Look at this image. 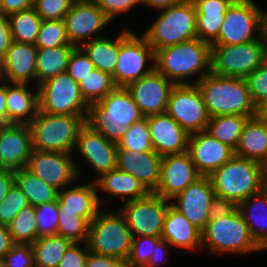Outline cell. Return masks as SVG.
Instances as JSON below:
<instances>
[{
	"label": "cell",
	"mask_w": 267,
	"mask_h": 267,
	"mask_svg": "<svg viewBox=\"0 0 267 267\" xmlns=\"http://www.w3.org/2000/svg\"><path fill=\"white\" fill-rule=\"evenodd\" d=\"M153 150L160 156L188 152L189 134L167 113L147 116Z\"/></svg>",
	"instance_id": "22"
},
{
	"label": "cell",
	"mask_w": 267,
	"mask_h": 267,
	"mask_svg": "<svg viewBox=\"0 0 267 267\" xmlns=\"http://www.w3.org/2000/svg\"><path fill=\"white\" fill-rule=\"evenodd\" d=\"M171 200L154 193L122 204L119 211L125 217L132 237L150 236L161 238L166 212Z\"/></svg>",
	"instance_id": "13"
},
{
	"label": "cell",
	"mask_w": 267,
	"mask_h": 267,
	"mask_svg": "<svg viewBox=\"0 0 267 267\" xmlns=\"http://www.w3.org/2000/svg\"><path fill=\"white\" fill-rule=\"evenodd\" d=\"M57 234L69 239L72 243H86L89 222L78 215H66L63 210L58 214Z\"/></svg>",
	"instance_id": "43"
},
{
	"label": "cell",
	"mask_w": 267,
	"mask_h": 267,
	"mask_svg": "<svg viewBox=\"0 0 267 267\" xmlns=\"http://www.w3.org/2000/svg\"><path fill=\"white\" fill-rule=\"evenodd\" d=\"M73 154L33 149L26 169L59 191L74 184L80 177Z\"/></svg>",
	"instance_id": "15"
},
{
	"label": "cell",
	"mask_w": 267,
	"mask_h": 267,
	"mask_svg": "<svg viewBox=\"0 0 267 267\" xmlns=\"http://www.w3.org/2000/svg\"><path fill=\"white\" fill-rule=\"evenodd\" d=\"M37 47L33 44L12 42L0 60V81L36 84Z\"/></svg>",
	"instance_id": "23"
},
{
	"label": "cell",
	"mask_w": 267,
	"mask_h": 267,
	"mask_svg": "<svg viewBox=\"0 0 267 267\" xmlns=\"http://www.w3.org/2000/svg\"><path fill=\"white\" fill-rule=\"evenodd\" d=\"M214 196L211 179L202 176L171 199V205L202 231L209 221V207Z\"/></svg>",
	"instance_id": "20"
},
{
	"label": "cell",
	"mask_w": 267,
	"mask_h": 267,
	"mask_svg": "<svg viewBox=\"0 0 267 267\" xmlns=\"http://www.w3.org/2000/svg\"><path fill=\"white\" fill-rule=\"evenodd\" d=\"M161 239L172 247L183 250H198L202 247V233L172 205L169 206L163 224Z\"/></svg>",
	"instance_id": "28"
},
{
	"label": "cell",
	"mask_w": 267,
	"mask_h": 267,
	"mask_svg": "<svg viewBox=\"0 0 267 267\" xmlns=\"http://www.w3.org/2000/svg\"><path fill=\"white\" fill-rule=\"evenodd\" d=\"M35 207L29 205L21 209L13 221L8 224L14 244H32L37 240L38 226Z\"/></svg>",
	"instance_id": "39"
},
{
	"label": "cell",
	"mask_w": 267,
	"mask_h": 267,
	"mask_svg": "<svg viewBox=\"0 0 267 267\" xmlns=\"http://www.w3.org/2000/svg\"><path fill=\"white\" fill-rule=\"evenodd\" d=\"M117 267H132L126 261L121 262Z\"/></svg>",
	"instance_id": "66"
},
{
	"label": "cell",
	"mask_w": 267,
	"mask_h": 267,
	"mask_svg": "<svg viewBox=\"0 0 267 267\" xmlns=\"http://www.w3.org/2000/svg\"><path fill=\"white\" fill-rule=\"evenodd\" d=\"M249 118L239 114L214 116L209 119L206 131L216 140L235 150Z\"/></svg>",
	"instance_id": "37"
},
{
	"label": "cell",
	"mask_w": 267,
	"mask_h": 267,
	"mask_svg": "<svg viewBox=\"0 0 267 267\" xmlns=\"http://www.w3.org/2000/svg\"><path fill=\"white\" fill-rule=\"evenodd\" d=\"M32 150L27 124L0 125V159L7 170L26 168Z\"/></svg>",
	"instance_id": "24"
},
{
	"label": "cell",
	"mask_w": 267,
	"mask_h": 267,
	"mask_svg": "<svg viewBox=\"0 0 267 267\" xmlns=\"http://www.w3.org/2000/svg\"><path fill=\"white\" fill-rule=\"evenodd\" d=\"M57 206L58 210H63L66 215L81 216L89 223L102 210L94 181L79 185L72 184L60 190Z\"/></svg>",
	"instance_id": "26"
},
{
	"label": "cell",
	"mask_w": 267,
	"mask_h": 267,
	"mask_svg": "<svg viewBox=\"0 0 267 267\" xmlns=\"http://www.w3.org/2000/svg\"><path fill=\"white\" fill-rule=\"evenodd\" d=\"M254 241L267 250V196L261 191L238 205Z\"/></svg>",
	"instance_id": "31"
},
{
	"label": "cell",
	"mask_w": 267,
	"mask_h": 267,
	"mask_svg": "<svg viewBox=\"0 0 267 267\" xmlns=\"http://www.w3.org/2000/svg\"><path fill=\"white\" fill-rule=\"evenodd\" d=\"M7 17L13 41L34 45L42 23L35 9L32 7Z\"/></svg>",
	"instance_id": "38"
},
{
	"label": "cell",
	"mask_w": 267,
	"mask_h": 267,
	"mask_svg": "<svg viewBox=\"0 0 267 267\" xmlns=\"http://www.w3.org/2000/svg\"><path fill=\"white\" fill-rule=\"evenodd\" d=\"M237 209L238 205L233 200L215 195L209 207V220L228 216Z\"/></svg>",
	"instance_id": "53"
},
{
	"label": "cell",
	"mask_w": 267,
	"mask_h": 267,
	"mask_svg": "<svg viewBox=\"0 0 267 267\" xmlns=\"http://www.w3.org/2000/svg\"><path fill=\"white\" fill-rule=\"evenodd\" d=\"M162 156L155 151L117 150V168L133 175L149 193H154L160 182Z\"/></svg>",
	"instance_id": "25"
},
{
	"label": "cell",
	"mask_w": 267,
	"mask_h": 267,
	"mask_svg": "<svg viewBox=\"0 0 267 267\" xmlns=\"http://www.w3.org/2000/svg\"><path fill=\"white\" fill-rule=\"evenodd\" d=\"M105 15L112 21L122 13L129 12L137 5H141V0H93Z\"/></svg>",
	"instance_id": "52"
},
{
	"label": "cell",
	"mask_w": 267,
	"mask_h": 267,
	"mask_svg": "<svg viewBox=\"0 0 267 267\" xmlns=\"http://www.w3.org/2000/svg\"><path fill=\"white\" fill-rule=\"evenodd\" d=\"M260 6L254 0H234L218 37L211 44L236 45L260 38Z\"/></svg>",
	"instance_id": "12"
},
{
	"label": "cell",
	"mask_w": 267,
	"mask_h": 267,
	"mask_svg": "<svg viewBox=\"0 0 267 267\" xmlns=\"http://www.w3.org/2000/svg\"><path fill=\"white\" fill-rule=\"evenodd\" d=\"M260 167H261L262 174L267 175V152H266L264 158L260 161Z\"/></svg>",
	"instance_id": "64"
},
{
	"label": "cell",
	"mask_w": 267,
	"mask_h": 267,
	"mask_svg": "<svg viewBox=\"0 0 267 267\" xmlns=\"http://www.w3.org/2000/svg\"><path fill=\"white\" fill-rule=\"evenodd\" d=\"M70 43L76 47L99 38L111 21L93 0H75L64 17Z\"/></svg>",
	"instance_id": "16"
},
{
	"label": "cell",
	"mask_w": 267,
	"mask_h": 267,
	"mask_svg": "<svg viewBox=\"0 0 267 267\" xmlns=\"http://www.w3.org/2000/svg\"><path fill=\"white\" fill-rule=\"evenodd\" d=\"M93 70L95 67L89 57L80 47H76L70 56L66 72L77 83H80Z\"/></svg>",
	"instance_id": "49"
},
{
	"label": "cell",
	"mask_w": 267,
	"mask_h": 267,
	"mask_svg": "<svg viewBox=\"0 0 267 267\" xmlns=\"http://www.w3.org/2000/svg\"><path fill=\"white\" fill-rule=\"evenodd\" d=\"M143 118L126 87H115L103 99L89 105L85 123L106 139L118 143L127 128Z\"/></svg>",
	"instance_id": "2"
},
{
	"label": "cell",
	"mask_w": 267,
	"mask_h": 267,
	"mask_svg": "<svg viewBox=\"0 0 267 267\" xmlns=\"http://www.w3.org/2000/svg\"><path fill=\"white\" fill-rule=\"evenodd\" d=\"M115 87L112 76L99 69L93 70L79 83L80 93L88 105L100 101Z\"/></svg>",
	"instance_id": "40"
},
{
	"label": "cell",
	"mask_w": 267,
	"mask_h": 267,
	"mask_svg": "<svg viewBox=\"0 0 267 267\" xmlns=\"http://www.w3.org/2000/svg\"><path fill=\"white\" fill-rule=\"evenodd\" d=\"M172 247L167 241L161 239L155 246L151 259L149 260L146 267H159V264L165 263L168 259L164 260V255L169 254L168 248ZM163 255V256H162ZM164 261V262H163ZM163 262V263H162Z\"/></svg>",
	"instance_id": "57"
},
{
	"label": "cell",
	"mask_w": 267,
	"mask_h": 267,
	"mask_svg": "<svg viewBox=\"0 0 267 267\" xmlns=\"http://www.w3.org/2000/svg\"><path fill=\"white\" fill-rule=\"evenodd\" d=\"M211 117L231 114L255 115V104L245 78L220 76L210 72L196 83Z\"/></svg>",
	"instance_id": "3"
},
{
	"label": "cell",
	"mask_w": 267,
	"mask_h": 267,
	"mask_svg": "<svg viewBox=\"0 0 267 267\" xmlns=\"http://www.w3.org/2000/svg\"><path fill=\"white\" fill-rule=\"evenodd\" d=\"M86 53L95 69L114 74L119 55V34L112 40L107 37L92 39L80 46Z\"/></svg>",
	"instance_id": "34"
},
{
	"label": "cell",
	"mask_w": 267,
	"mask_h": 267,
	"mask_svg": "<svg viewBox=\"0 0 267 267\" xmlns=\"http://www.w3.org/2000/svg\"><path fill=\"white\" fill-rule=\"evenodd\" d=\"M93 181L96 184L97 190H99L100 204H102V198L99 196L100 190L102 193L121 199L123 203L144 198L149 194L139 180L118 168L112 169L98 178H94Z\"/></svg>",
	"instance_id": "29"
},
{
	"label": "cell",
	"mask_w": 267,
	"mask_h": 267,
	"mask_svg": "<svg viewBox=\"0 0 267 267\" xmlns=\"http://www.w3.org/2000/svg\"><path fill=\"white\" fill-rule=\"evenodd\" d=\"M253 103L256 105L267 98V64L264 62L245 77Z\"/></svg>",
	"instance_id": "50"
},
{
	"label": "cell",
	"mask_w": 267,
	"mask_h": 267,
	"mask_svg": "<svg viewBox=\"0 0 267 267\" xmlns=\"http://www.w3.org/2000/svg\"><path fill=\"white\" fill-rule=\"evenodd\" d=\"M267 152V125L255 117L249 118L244 125L234 155L259 162Z\"/></svg>",
	"instance_id": "32"
},
{
	"label": "cell",
	"mask_w": 267,
	"mask_h": 267,
	"mask_svg": "<svg viewBox=\"0 0 267 267\" xmlns=\"http://www.w3.org/2000/svg\"><path fill=\"white\" fill-rule=\"evenodd\" d=\"M265 40L236 45L211 44V72L245 78L265 62Z\"/></svg>",
	"instance_id": "10"
},
{
	"label": "cell",
	"mask_w": 267,
	"mask_h": 267,
	"mask_svg": "<svg viewBox=\"0 0 267 267\" xmlns=\"http://www.w3.org/2000/svg\"><path fill=\"white\" fill-rule=\"evenodd\" d=\"M89 251L127 261L132 244V234L123 214L99 211L89 224L86 242Z\"/></svg>",
	"instance_id": "8"
},
{
	"label": "cell",
	"mask_w": 267,
	"mask_h": 267,
	"mask_svg": "<svg viewBox=\"0 0 267 267\" xmlns=\"http://www.w3.org/2000/svg\"><path fill=\"white\" fill-rule=\"evenodd\" d=\"M7 169L4 167L3 163L1 162V159H0V173L6 171Z\"/></svg>",
	"instance_id": "67"
},
{
	"label": "cell",
	"mask_w": 267,
	"mask_h": 267,
	"mask_svg": "<svg viewBox=\"0 0 267 267\" xmlns=\"http://www.w3.org/2000/svg\"><path fill=\"white\" fill-rule=\"evenodd\" d=\"M197 11V38L212 43L219 35L228 7L234 0H192Z\"/></svg>",
	"instance_id": "30"
},
{
	"label": "cell",
	"mask_w": 267,
	"mask_h": 267,
	"mask_svg": "<svg viewBox=\"0 0 267 267\" xmlns=\"http://www.w3.org/2000/svg\"><path fill=\"white\" fill-rule=\"evenodd\" d=\"M117 148L138 152L154 151L146 117L133 123L129 128H127L125 135L117 143Z\"/></svg>",
	"instance_id": "42"
},
{
	"label": "cell",
	"mask_w": 267,
	"mask_h": 267,
	"mask_svg": "<svg viewBox=\"0 0 267 267\" xmlns=\"http://www.w3.org/2000/svg\"><path fill=\"white\" fill-rule=\"evenodd\" d=\"M14 245L8 225L0 224V262Z\"/></svg>",
	"instance_id": "58"
},
{
	"label": "cell",
	"mask_w": 267,
	"mask_h": 267,
	"mask_svg": "<svg viewBox=\"0 0 267 267\" xmlns=\"http://www.w3.org/2000/svg\"><path fill=\"white\" fill-rule=\"evenodd\" d=\"M34 6V0H0V14H10L30 9Z\"/></svg>",
	"instance_id": "54"
},
{
	"label": "cell",
	"mask_w": 267,
	"mask_h": 267,
	"mask_svg": "<svg viewBox=\"0 0 267 267\" xmlns=\"http://www.w3.org/2000/svg\"><path fill=\"white\" fill-rule=\"evenodd\" d=\"M75 0H34L33 8L41 20L64 19Z\"/></svg>",
	"instance_id": "47"
},
{
	"label": "cell",
	"mask_w": 267,
	"mask_h": 267,
	"mask_svg": "<svg viewBox=\"0 0 267 267\" xmlns=\"http://www.w3.org/2000/svg\"><path fill=\"white\" fill-rule=\"evenodd\" d=\"M261 190L267 196V175L266 174H262Z\"/></svg>",
	"instance_id": "65"
},
{
	"label": "cell",
	"mask_w": 267,
	"mask_h": 267,
	"mask_svg": "<svg viewBox=\"0 0 267 267\" xmlns=\"http://www.w3.org/2000/svg\"><path fill=\"white\" fill-rule=\"evenodd\" d=\"M14 184V171L6 170L0 173V203Z\"/></svg>",
	"instance_id": "59"
},
{
	"label": "cell",
	"mask_w": 267,
	"mask_h": 267,
	"mask_svg": "<svg viewBox=\"0 0 267 267\" xmlns=\"http://www.w3.org/2000/svg\"><path fill=\"white\" fill-rule=\"evenodd\" d=\"M32 85L35 84L6 82L7 124L28 125L36 117L39 111L38 86L33 90Z\"/></svg>",
	"instance_id": "27"
},
{
	"label": "cell",
	"mask_w": 267,
	"mask_h": 267,
	"mask_svg": "<svg viewBox=\"0 0 267 267\" xmlns=\"http://www.w3.org/2000/svg\"><path fill=\"white\" fill-rule=\"evenodd\" d=\"M188 153L202 176H210L234 156L231 147L216 140L206 130L189 135Z\"/></svg>",
	"instance_id": "21"
},
{
	"label": "cell",
	"mask_w": 267,
	"mask_h": 267,
	"mask_svg": "<svg viewBox=\"0 0 267 267\" xmlns=\"http://www.w3.org/2000/svg\"><path fill=\"white\" fill-rule=\"evenodd\" d=\"M121 262L119 259L89 251L86 267H117Z\"/></svg>",
	"instance_id": "56"
},
{
	"label": "cell",
	"mask_w": 267,
	"mask_h": 267,
	"mask_svg": "<svg viewBox=\"0 0 267 267\" xmlns=\"http://www.w3.org/2000/svg\"><path fill=\"white\" fill-rule=\"evenodd\" d=\"M34 45L37 48L74 46L67 37L64 19L42 20Z\"/></svg>",
	"instance_id": "41"
},
{
	"label": "cell",
	"mask_w": 267,
	"mask_h": 267,
	"mask_svg": "<svg viewBox=\"0 0 267 267\" xmlns=\"http://www.w3.org/2000/svg\"><path fill=\"white\" fill-rule=\"evenodd\" d=\"M39 111L58 115H87L89 105L83 99L79 83L67 72L38 85Z\"/></svg>",
	"instance_id": "11"
},
{
	"label": "cell",
	"mask_w": 267,
	"mask_h": 267,
	"mask_svg": "<svg viewBox=\"0 0 267 267\" xmlns=\"http://www.w3.org/2000/svg\"><path fill=\"white\" fill-rule=\"evenodd\" d=\"M160 240L150 236L132 237L131 252L126 262L132 267H146Z\"/></svg>",
	"instance_id": "45"
},
{
	"label": "cell",
	"mask_w": 267,
	"mask_h": 267,
	"mask_svg": "<svg viewBox=\"0 0 267 267\" xmlns=\"http://www.w3.org/2000/svg\"><path fill=\"white\" fill-rule=\"evenodd\" d=\"M254 117L267 125V98L263 99L255 105V115Z\"/></svg>",
	"instance_id": "62"
},
{
	"label": "cell",
	"mask_w": 267,
	"mask_h": 267,
	"mask_svg": "<svg viewBox=\"0 0 267 267\" xmlns=\"http://www.w3.org/2000/svg\"><path fill=\"white\" fill-rule=\"evenodd\" d=\"M29 205L26 195L14 183L0 203V224H10L17 213Z\"/></svg>",
	"instance_id": "44"
},
{
	"label": "cell",
	"mask_w": 267,
	"mask_h": 267,
	"mask_svg": "<svg viewBox=\"0 0 267 267\" xmlns=\"http://www.w3.org/2000/svg\"><path fill=\"white\" fill-rule=\"evenodd\" d=\"M182 1L183 0H141V4L158 11L176 5Z\"/></svg>",
	"instance_id": "61"
},
{
	"label": "cell",
	"mask_w": 267,
	"mask_h": 267,
	"mask_svg": "<svg viewBox=\"0 0 267 267\" xmlns=\"http://www.w3.org/2000/svg\"><path fill=\"white\" fill-rule=\"evenodd\" d=\"M155 69L174 85L196 84L211 72V44L195 38L158 49Z\"/></svg>",
	"instance_id": "1"
},
{
	"label": "cell",
	"mask_w": 267,
	"mask_h": 267,
	"mask_svg": "<svg viewBox=\"0 0 267 267\" xmlns=\"http://www.w3.org/2000/svg\"><path fill=\"white\" fill-rule=\"evenodd\" d=\"M117 150V143L106 139L88 124L80 128L74 151L93 167L97 178L117 168Z\"/></svg>",
	"instance_id": "19"
},
{
	"label": "cell",
	"mask_w": 267,
	"mask_h": 267,
	"mask_svg": "<svg viewBox=\"0 0 267 267\" xmlns=\"http://www.w3.org/2000/svg\"><path fill=\"white\" fill-rule=\"evenodd\" d=\"M76 46L37 48L36 86L50 77L66 72Z\"/></svg>",
	"instance_id": "33"
},
{
	"label": "cell",
	"mask_w": 267,
	"mask_h": 267,
	"mask_svg": "<svg viewBox=\"0 0 267 267\" xmlns=\"http://www.w3.org/2000/svg\"><path fill=\"white\" fill-rule=\"evenodd\" d=\"M12 42L8 17L0 14V60L5 56Z\"/></svg>",
	"instance_id": "55"
},
{
	"label": "cell",
	"mask_w": 267,
	"mask_h": 267,
	"mask_svg": "<svg viewBox=\"0 0 267 267\" xmlns=\"http://www.w3.org/2000/svg\"><path fill=\"white\" fill-rule=\"evenodd\" d=\"M6 82H0V125H7Z\"/></svg>",
	"instance_id": "60"
},
{
	"label": "cell",
	"mask_w": 267,
	"mask_h": 267,
	"mask_svg": "<svg viewBox=\"0 0 267 267\" xmlns=\"http://www.w3.org/2000/svg\"><path fill=\"white\" fill-rule=\"evenodd\" d=\"M202 233V250L213 255H249L264 251L253 239L243 215L234 213L219 219H210Z\"/></svg>",
	"instance_id": "4"
},
{
	"label": "cell",
	"mask_w": 267,
	"mask_h": 267,
	"mask_svg": "<svg viewBox=\"0 0 267 267\" xmlns=\"http://www.w3.org/2000/svg\"><path fill=\"white\" fill-rule=\"evenodd\" d=\"M265 63L267 64V41H265Z\"/></svg>",
	"instance_id": "68"
},
{
	"label": "cell",
	"mask_w": 267,
	"mask_h": 267,
	"mask_svg": "<svg viewBox=\"0 0 267 267\" xmlns=\"http://www.w3.org/2000/svg\"><path fill=\"white\" fill-rule=\"evenodd\" d=\"M2 267H35L31 244H14L0 262Z\"/></svg>",
	"instance_id": "48"
},
{
	"label": "cell",
	"mask_w": 267,
	"mask_h": 267,
	"mask_svg": "<svg viewBox=\"0 0 267 267\" xmlns=\"http://www.w3.org/2000/svg\"><path fill=\"white\" fill-rule=\"evenodd\" d=\"M201 177L188 152L163 156L160 182L154 194L171 200Z\"/></svg>",
	"instance_id": "18"
},
{
	"label": "cell",
	"mask_w": 267,
	"mask_h": 267,
	"mask_svg": "<svg viewBox=\"0 0 267 267\" xmlns=\"http://www.w3.org/2000/svg\"><path fill=\"white\" fill-rule=\"evenodd\" d=\"M159 11L155 21L142 33L154 52L197 38V11L192 0Z\"/></svg>",
	"instance_id": "5"
},
{
	"label": "cell",
	"mask_w": 267,
	"mask_h": 267,
	"mask_svg": "<svg viewBox=\"0 0 267 267\" xmlns=\"http://www.w3.org/2000/svg\"><path fill=\"white\" fill-rule=\"evenodd\" d=\"M35 210V217L38 226V236L41 237L56 235L59 218L57 201H52L36 206Z\"/></svg>",
	"instance_id": "46"
},
{
	"label": "cell",
	"mask_w": 267,
	"mask_h": 267,
	"mask_svg": "<svg viewBox=\"0 0 267 267\" xmlns=\"http://www.w3.org/2000/svg\"><path fill=\"white\" fill-rule=\"evenodd\" d=\"M260 36L267 41V10L260 7Z\"/></svg>",
	"instance_id": "63"
},
{
	"label": "cell",
	"mask_w": 267,
	"mask_h": 267,
	"mask_svg": "<svg viewBox=\"0 0 267 267\" xmlns=\"http://www.w3.org/2000/svg\"><path fill=\"white\" fill-rule=\"evenodd\" d=\"M14 183L34 207L57 201L59 190L33 175L26 168L14 171Z\"/></svg>",
	"instance_id": "35"
},
{
	"label": "cell",
	"mask_w": 267,
	"mask_h": 267,
	"mask_svg": "<svg viewBox=\"0 0 267 267\" xmlns=\"http://www.w3.org/2000/svg\"><path fill=\"white\" fill-rule=\"evenodd\" d=\"M147 62H151L150 66H147ZM154 69L155 52L146 37L143 34L137 35L128 28L120 31L119 55L112 75L115 86L126 87Z\"/></svg>",
	"instance_id": "9"
},
{
	"label": "cell",
	"mask_w": 267,
	"mask_h": 267,
	"mask_svg": "<svg viewBox=\"0 0 267 267\" xmlns=\"http://www.w3.org/2000/svg\"><path fill=\"white\" fill-rule=\"evenodd\" d=\"M88 254L89 249L86 243H72L64 253L58 267H86Z\"/></svg>",
	"instance_id": "51"
},
{
	"label": "cell",
	"mask_w": 267,
	"mask_h": 267,
	"mask_svg": "<svg viewBox=\"0 0 267 267\" xmlns=\"http://www.w3.org/2000/svg\"><path fill=\"white\" fill-rule=\"evenodd\" d=\"M174 84L154 69L126 86L144 117L166 113L168 99Z\"/></svg>",
	"instance_id": "17"
},
{
	"label": "cell",
	"mask_w": 267,
	"mask_h": 267,
	"mask_svg": "<svg viewBox=\"0 0 267 267\" xmlns=\"http://www.w3.org/2000/svg\"><path fill=\"white\" fill-rule=\"evenodd\" d=\"M87 115H58L38 111L28 124L32 149L73 153Z\"/></svg>",
	"instance_id": "6"
},
{
	"label": "cell",
	"mask_w": 267,
	"mask_h": 267,
	"mask_svg": "<svg viewBox=\"0 0 267 267\" xmlns=\"http://www.w3.org/2000/svg\"><path fill=\"white\" fill-rule=\"evenodd\" d=\"M166 113L189 135L206 130L210 116L196 84L174 85Z\"/></svg>",
	"instance_id": "14"
},
{
	"label": "cell",
	"mask_w": 267,
	"mask_h": 267,
	"mask_svg": "<svg viewBox=\"0 0 267 267\" xmlns=\"http://www.w3.org/2000/svg\"><path fill=\"white\" fill-rule=\"evenodd\" d=\"M215 195L233 200L237 205L261 191L260 163L233 156L210 176Z\"/></svg>",
	"instance_id": "7"
},
{
	"label": "cell",
	"mask_w": 267,
	"mask_h": 267,
	"mask_svg": "<svg viewBox=\"0 0 267 267\" xmlns=\"http://www.w3.org/2000/svg\"><path fill=\"white\" fill-rule=\"evenodd\" d=\"M72 242L61 235L38 237L32 245L35 267H58Z\"/></svg>",
	"instance_id": "36"
}]
</instances>
